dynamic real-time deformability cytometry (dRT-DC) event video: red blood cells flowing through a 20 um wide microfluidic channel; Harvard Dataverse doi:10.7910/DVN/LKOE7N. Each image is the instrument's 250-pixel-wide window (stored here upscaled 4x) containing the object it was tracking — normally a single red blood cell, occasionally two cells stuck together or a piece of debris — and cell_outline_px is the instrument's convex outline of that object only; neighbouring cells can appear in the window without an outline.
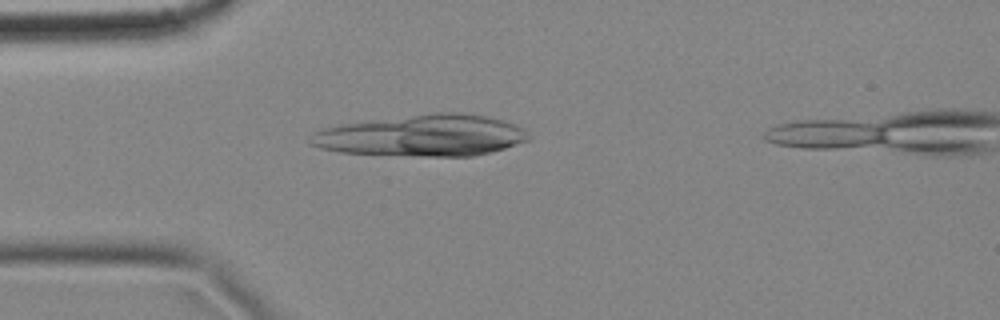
{"species": "common noctule bat (a hibernating species)", "species_latin": "Nyctalus noctula", "temperature_condition": "cold", "stored_images_in_passage": 4, "camera_frame_rate_fps": 3000, "um_per_image_px": 0.085, "animal": {"sex": "female", "body_mass_g": 18.4}, "frame": {"image": 1, "passage_image": 3, "time_ms": 0.667, "image_size_px": [1000, 320], "cell_outline_px": [[532, 136], [528, 140], [504, 148], [472, 156], [420, 156], [340, 152], [320, 148], [308, 144], [308, 140], [312, 132], [320, 128], [340, 124], [432, 112], [460, 112], [484, 116], [500, 120], [524, 128]], "centroid_in_image_um": [35.83, 11.51], "position_along_channel_um": 49.2, "area_um2": 52.77}}